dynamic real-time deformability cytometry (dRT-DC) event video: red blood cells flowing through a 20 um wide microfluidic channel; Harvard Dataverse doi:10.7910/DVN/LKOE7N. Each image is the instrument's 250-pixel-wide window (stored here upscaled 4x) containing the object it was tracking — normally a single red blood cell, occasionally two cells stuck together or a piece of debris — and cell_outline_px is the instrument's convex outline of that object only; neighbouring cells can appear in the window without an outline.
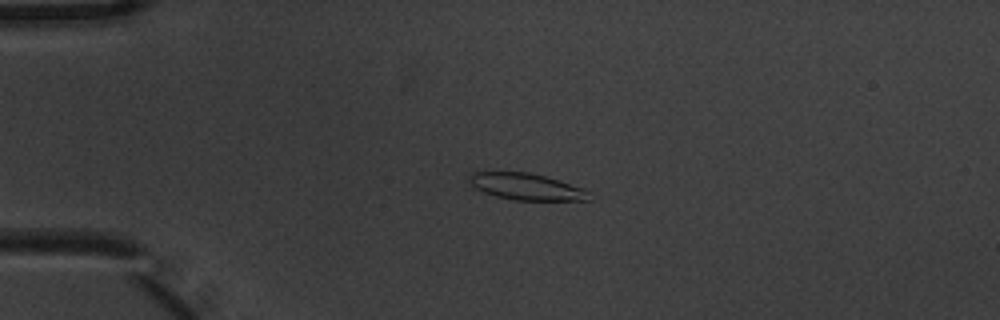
{"species": "common noctule bat (a hibernating species)", "species_latin": "Nyctalus noctula", "temperature_condition": "warm", "stored_images_in_passage": 10, "camera_frame_rate_fps": 3000, "um_per_image_px": 0.085, "animal": {"sex": "male", "body_mass_g": 20.1, "forearm_length_mm": 53.5}, "frame": {"image": 1, "passage_image": 4, "time_ms": 1.0, "image_size_px": [1000, 320], "cell_outline_px": [[592, 200], [516, 200], [496, 196], [484, 192], [476, 188], [468, 180], [468, 176], [472, 172], [528, 172], [560, 180], [584, 188], [588, 192]], "centroid_in_image_um": [44.76, 15.86], "position_along_channel_um": 40.2, "area_um2": 18.5}}
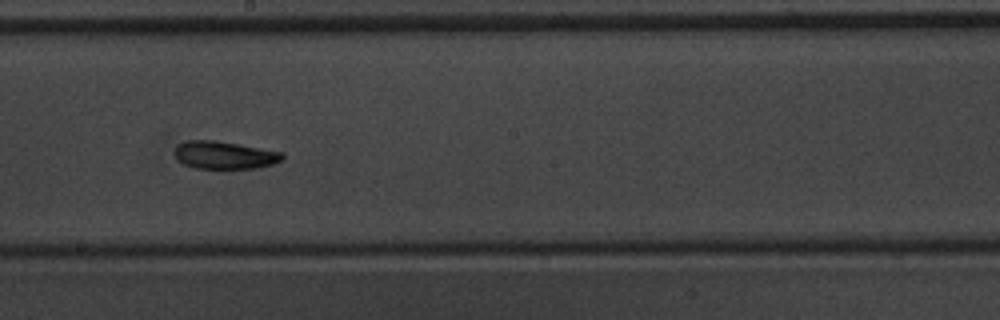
{"frame": {"image": 2, "passage_image": 9, "time_ms": 2.667, "image_size_px": [1000, 320], "cell_outline_px": [[284, 160], [260, 168], [196, 168], [184, 164], [172, 152], [176, 144], [184, 140], [216, 140], [284, 152]], "centroid_in_image_um": [19.08, 13.17], "position_along_channel_um": 229.1, "area_um2": 17.63}}
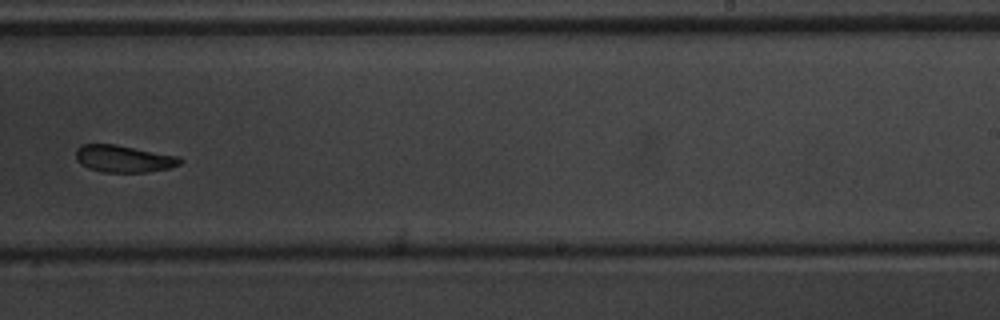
{"frame": {"image": 3, "passage_image": 10, "time_ms": 3.0, "image_size_px": [1000, 320], "cell_outline_px": [[184, 160], [180, 164], [168, 168], [148, 172], [104, 172], [88, 168], [80, 164], [76, 160], [76, 148], [80, 144], [116, 144], [180, 156]], "centroid_in_image_um": [10.51, 13.48], "position_along_channel_um": 278.5, "area_um2": 16.65}}